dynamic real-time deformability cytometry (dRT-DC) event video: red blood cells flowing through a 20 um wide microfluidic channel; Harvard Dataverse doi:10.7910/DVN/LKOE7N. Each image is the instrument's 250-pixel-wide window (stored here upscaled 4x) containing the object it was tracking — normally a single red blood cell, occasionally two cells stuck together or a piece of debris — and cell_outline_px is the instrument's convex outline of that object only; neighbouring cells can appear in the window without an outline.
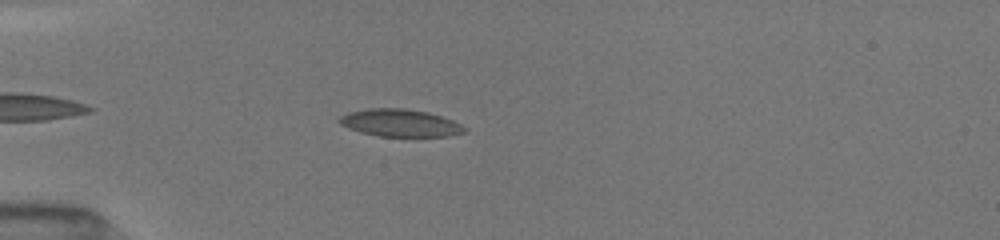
{"species": "common noctule bat (a hibernating species)", "species_latin": "Nyctalus noctula", "temperature_condition": "room temperature", "stored_images_in_passage": 19, "camera_frame_rate_fps": 3000, "um_per_image_px": 0.085, "animal": {"sex": "female", "body_mass_g": 19.5, "forearm_length_mm": 54.1}, "frame": {"image": 1, "passage_image": 6, "time_ms": 1.667, "image_size_px": [1000, 240], "cell_outline_px": [[468, 132], [448, 136], [380, 136], [360, 132], [348, 128], [340, 124], [336, 120], [340, 116], [348, 112], [368, 108], [404, 108], [428, 112], [452, 120], [468, 128]], "centroid_in_image_um": [34.0, 10.44], "position_along_channel_um": 51.0, "area_um2": 20.11}}
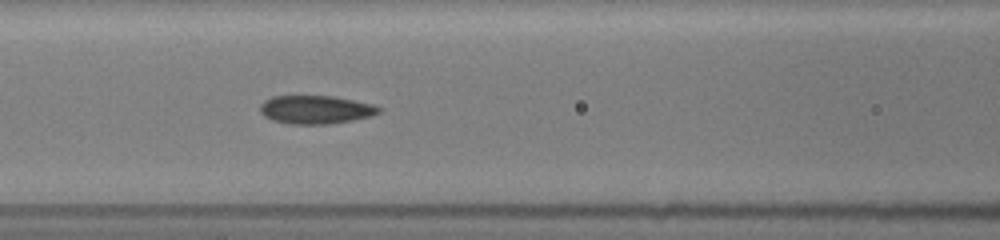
{"frame": {"image": 2, "passage_image": 13, "time_ms": 4.333, "image_size_px": [1000, 240], "cell_outline_px": [[380, 112], [372, 116], [352, 120], [328, 124], [292, 124], [272, 120], [264, 116], [260, 112], [260, 104], [264, 100], [272, 96], [332, 96], [372, 104], [380, 108]], "centroid_in_image_um": [26.8, 9.32], "position_along_channel_um": 139.8, "area_um2": 19.54}}
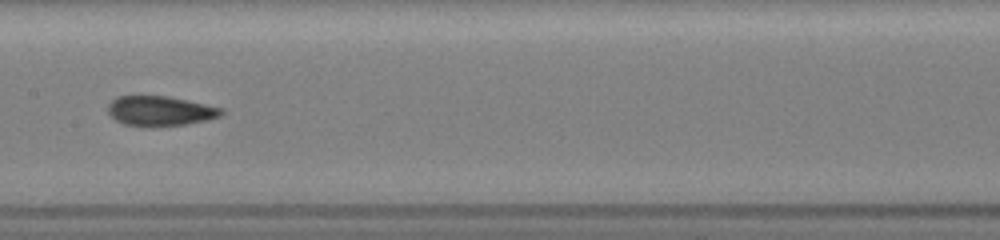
{"frame": {"image": 3, "passage_image": 17, "time_ms": 5.667, "image_size_px": [1000, 240], "cell_outline_px": [[224, 112], [220, 116], [204, 120], [184, 124], [152, 128], [124, 124], [116, 120], [108, 112], [108, 104], [116, 96], [168, 96], [224, 108]], "centroid_in_image_um": [13.59, 9.44], "position_along_channel_um": 193.8, "area_um2": 19.83}}